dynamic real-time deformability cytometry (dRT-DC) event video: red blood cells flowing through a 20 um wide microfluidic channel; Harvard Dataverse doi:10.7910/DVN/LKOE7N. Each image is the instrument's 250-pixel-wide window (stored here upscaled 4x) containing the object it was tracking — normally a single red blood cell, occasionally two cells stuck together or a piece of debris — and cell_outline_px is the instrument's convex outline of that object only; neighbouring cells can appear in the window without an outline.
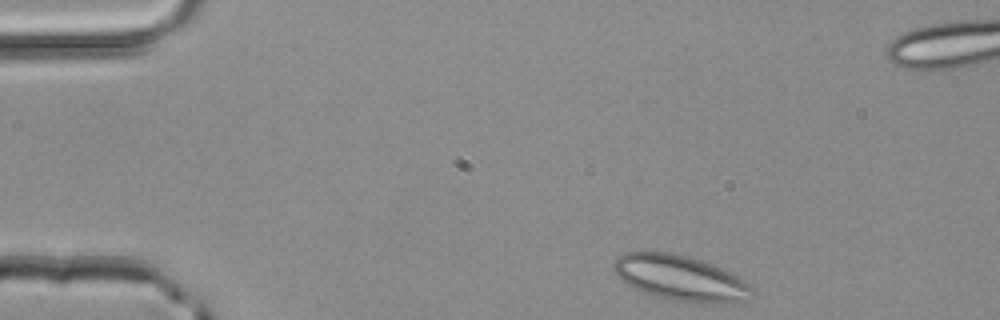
{"species": "common noctule bat (a hibernating species)", "species_latin": "Nyctalus noctula", "temperature_condition": "room temperature", "stored_images_in_passage": 3, "camera_frame_rate_fps": 3000, "um_per_image_px": 0.085, "animal": {"sex": "male", "body_mass_g": 20.4}, "frame": {"image": 1, "passage_image": 1, "time_ms": 0.0, "image_size_px": [1000, 320], "cell_outline_px": [[756, 292], [752, 300], [732, 304], [708, 304], [672, 300], [656, 296], [644, 292], [620, 280], [616, 276], [612, 268], [612, 264], [624, 252], [672, 252], [688, 256], [712, 264], [736, 276], [748, 284]], "centroid_in_image_um": [57.89, 23.66], "position_along_channel_um": 27.1, "area_um2": 36.93}}